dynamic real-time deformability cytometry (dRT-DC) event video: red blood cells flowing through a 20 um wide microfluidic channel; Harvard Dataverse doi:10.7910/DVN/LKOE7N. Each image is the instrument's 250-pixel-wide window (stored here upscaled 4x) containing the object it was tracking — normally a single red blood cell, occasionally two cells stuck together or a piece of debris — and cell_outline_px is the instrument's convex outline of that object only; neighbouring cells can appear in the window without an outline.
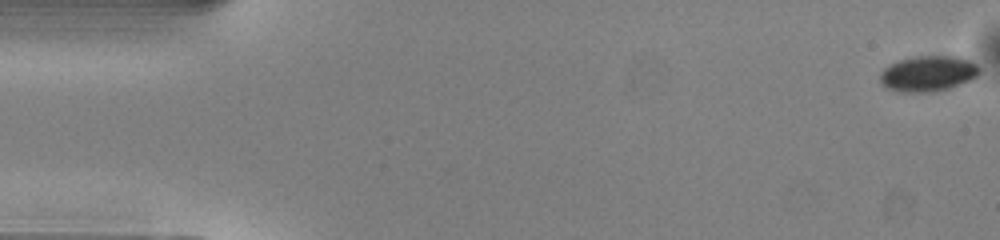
{"species": "common noctule bat (a hibernating species)", "species_latin": "Nyctalus noctula", "temperature_condition": "warm", "stored_images_in_passage": 51, "camera_frame_rate_fps": 3000, "um_per_image_px": 0.085, "animal": {"sex": "male", "body_mass_g": 13.0, "forearm_length_mm": 53.1}, "frame": {"image": 1, "passage_image": 1, "time_ms": 0.0, "image_size_px": [1000, 240], "cell_outline_px": [[980, 72], [976, 76], [960, 84], [948, 88], [928, 92], [900, 92], [888, 88], [880, 80], [880, 72], [884, 68], [900, 60], [916, 56], [960, 56], [976, 64], [980, 68]], "centroid_in_image_um": [78.89, 6.24], "position_along_channel_um": 6.1, "area_um2": 20.35}}
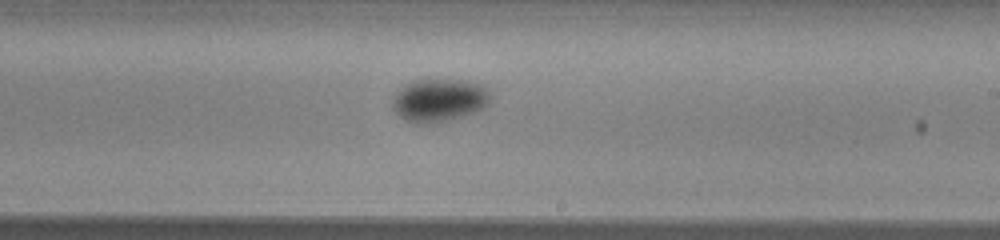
{"frame": {"image": 2, "passage_image": 30, "time_ms": 9.667, "image_size_px": [1000, 240], "cell_outline_px": [[488, 104], [484, 108], [448, 120], [432, 124], [416, 124], [400, 116], [392, 108], [392, 100], [396, 92], [404, 84], [412, 80], [468, 80], [480, 84], [488, 88]], "centroid_in_image_um": [37.29, 8.51], "position_along_channel_um": 251.7, "area_um2": 24.45}}
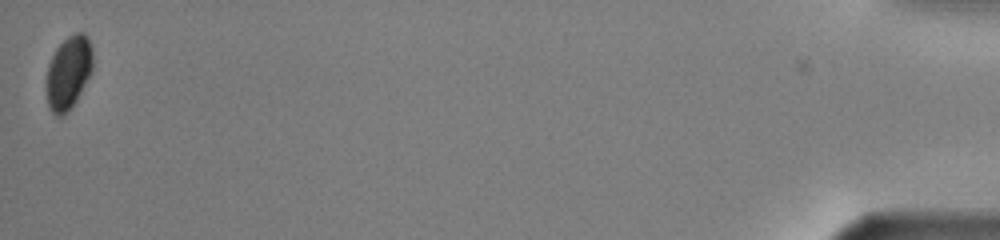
{"frame": {"image": 3, "passage_image": 51, "time_ms": 16.667, "image_size_px": [1000, 240], "cell_outline_px": [[92, 68], [76, 100], [68, 112], [60, 116], [56, 116], [52, 112], [48, 104], [48, 64], [56, 48], [68, 36], [76, 32], [84, 32], [88, 36], [92, 48]], "centroid_in_image_um": [5.84, 6.12], "position_along_channel_um": 429.4, "area_um2": 19.31}, "authors_computed_cell_mechanics": {"area_um2": 21.964, "velocity_mm_per_s": 4.0222, "shape_relaxation_time_tau1_ms": 1.0521, "shape_relaxation_time_tau2_ms": null, "deformation_change_tau1": 0.0411, "deformation_change_tau2": null}}